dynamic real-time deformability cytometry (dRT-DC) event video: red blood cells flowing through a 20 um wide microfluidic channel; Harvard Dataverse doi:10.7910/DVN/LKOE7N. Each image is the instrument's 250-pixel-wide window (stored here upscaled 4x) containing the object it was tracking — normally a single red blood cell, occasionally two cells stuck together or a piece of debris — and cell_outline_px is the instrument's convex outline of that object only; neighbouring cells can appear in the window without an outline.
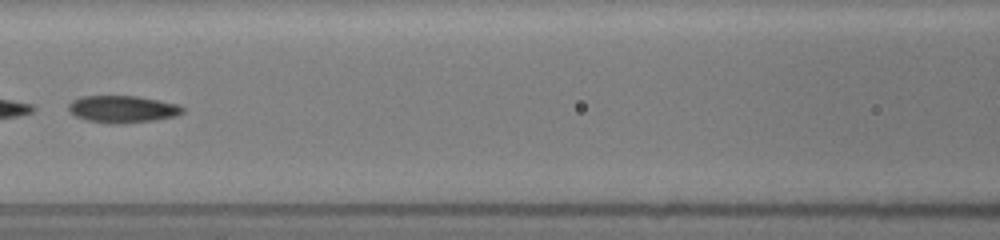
{"species": "common noctule bat (a hibernating species)", "species_latin": "Nyctalus noctula", "temperature_condition": "room temperature", "stored_images_in_passage": 17, "camera_frame_rate_fps": 3000, "um_per_image_px": 0.085, "animal": {"sex": "female", "body_mass_g": 19.5, "forearm_length_mm": 54.1}, "frame": {"image": 1, "passage_image": 10, "time_ms": 8.0, "image_size_px": [1000, 240], "cell_outline_px": [[184, 112], [176, 116], [156, 120], [116, 124], [108, 124], [88, 120], [76, 116], [68, 108], [68, 104], [72, 100], [80, 96], [140, 96], [176, 104], [184, 108]], "centroid_in_image_um": [10.42, 9.27], "position_along_channel_um": 156.2, "area_um2": 18.03}}